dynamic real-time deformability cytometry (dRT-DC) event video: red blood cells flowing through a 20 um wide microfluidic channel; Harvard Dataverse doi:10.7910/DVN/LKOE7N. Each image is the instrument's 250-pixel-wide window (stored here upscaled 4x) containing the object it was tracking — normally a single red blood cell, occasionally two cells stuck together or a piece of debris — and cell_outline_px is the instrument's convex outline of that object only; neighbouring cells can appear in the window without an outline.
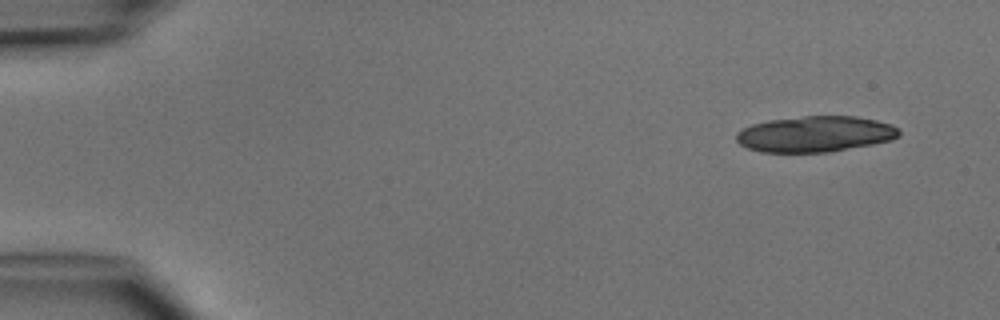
{"species": "common noctule bat (a hibernating species)", "species_latin": "Nyctalus noctula", "temperature_condition": "cold", "stored_images_in_passage": 5, "camera_frame_rate_fps": 3000, "um_per_image_px": 0.085, "animal": {"sex": "male", "body_mass_g": 15.6}, "frame": {"image": 1, "passage_image": 1, "time_ms": 0.0, "image_size_px": [1000, 320], "cell_outline_px": [[900, 136], [892, 140], [872, 144], [828, 152], [760, 152], [748, 148], [740, 144], [736, 140], [736, 132], [752, 124], [768, 120], [804, 116], [856, 116], [876, 120], [892, 124], [900, 132]], "centroid_in_image_um": [69.29, 11.39], "position_along_channel_um": 15.7, "area_um2": 34.04}}